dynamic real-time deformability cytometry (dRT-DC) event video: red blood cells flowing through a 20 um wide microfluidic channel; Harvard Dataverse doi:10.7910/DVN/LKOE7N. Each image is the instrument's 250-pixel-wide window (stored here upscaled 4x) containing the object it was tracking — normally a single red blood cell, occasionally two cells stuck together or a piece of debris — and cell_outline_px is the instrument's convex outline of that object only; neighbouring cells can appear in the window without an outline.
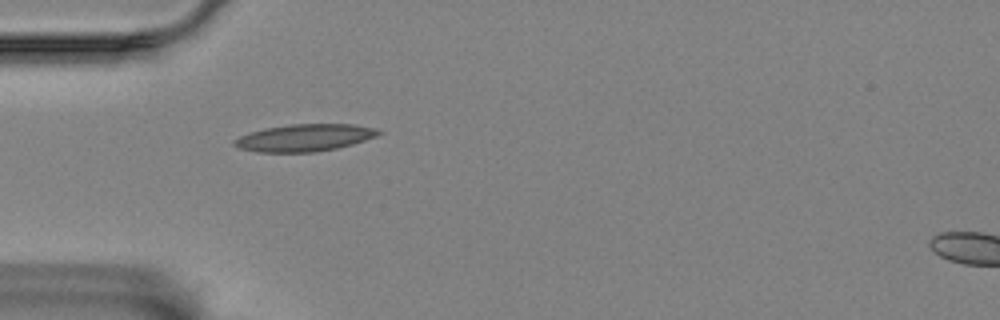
{"species": "Egyptian fruit bat (a non-hibernating species)", "species_latin": "Rousettus aegyptiacus", "temperature_condition": "room temperature", "stored_images_in_passage": 8, "camera_frame_rate_fps": 3000, "um_per_image_px": 0.085, "animal": {"sex": "female"}, "frame": {"image": 1, "passage_image": 1, "time_ms": 0.0, "image_size_px": [1000, 320], "cell_outline_px": [[384, 132], [376, 136], [352, 144], [336, 148], [312, 152], [256, 152], [240, 148], [232, 144], [232, 140], [240, 136], [264, 128], [288, 124], [356, 124], [376, 128]], "centroid_in_image_um": [25.89, 11.7], "position_along_channel_um": 59.1, "area_um2": 22.83}}
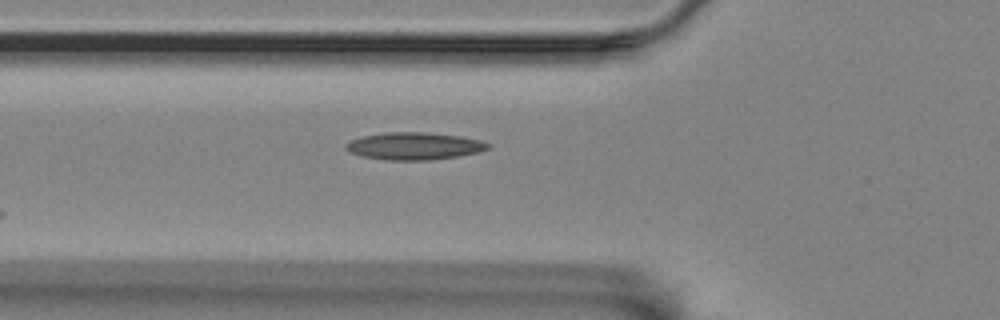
{"frame": {"image": 2, "passage_image": 4, "time_ms": 1.0, "image_size_px": [1000, 320], "cell_outline_px": [[492, 148], [480, 152], [456, 156], [428, 160], [384, 160], [364, 156], [352, 152], [344, 148], [344, 144], [352, 140], [364, 136], [388, 132], [424, 132], [460, 136], [480, 140], [492, 144]], "centroid_in_image_um": [35.26, 12.41], "position_along_channel_um": 90.5, "area_um2": 22.54}}
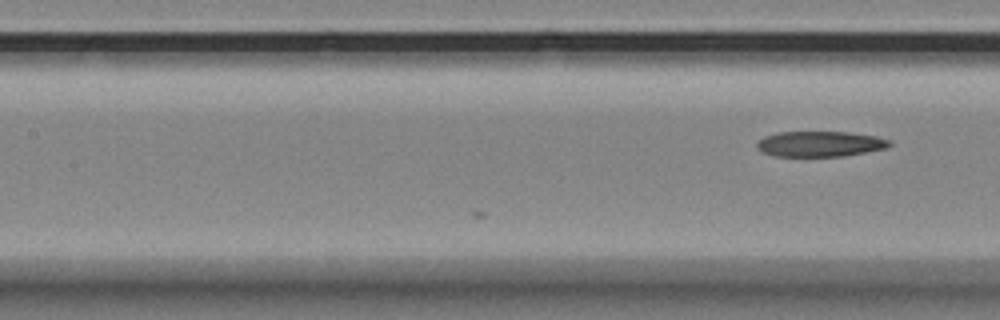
{"frame": {"image": 3, "passage_image": 8, "time_ms": 2.333, "image_size_px": [1000, 320], "cell_outline_px": [[892, 144], [888, 148], [844, 156], [776, 156], [764, 152], [756, 144], [764, 136], [780, 132], [848, 132], [876, 136], [892, 140]], "centroid_in_image_um": [69.78, 12.23], "position_along_channel_um": 137.6, "area_um2": 19.59}}